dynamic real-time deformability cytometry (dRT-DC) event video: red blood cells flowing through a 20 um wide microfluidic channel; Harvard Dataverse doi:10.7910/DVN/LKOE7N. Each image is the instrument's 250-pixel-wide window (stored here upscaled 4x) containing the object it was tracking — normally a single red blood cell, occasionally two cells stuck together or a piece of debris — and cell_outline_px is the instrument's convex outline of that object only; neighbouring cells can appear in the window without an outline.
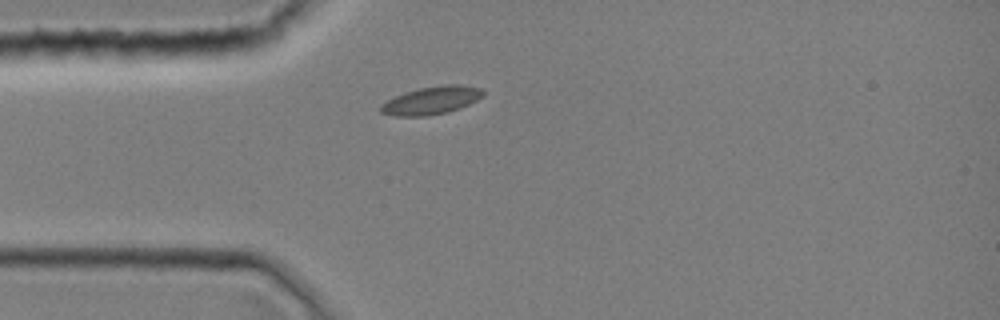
{"species": "common noctule bat (a hibernating species)", "species_latin": "Nyctalus noctula", "temperature_condition": "room temperature", "stored_images_in_passage": 1, "camera_frame_rate_fps": 3000, "um_per_image_px": 0.085, "animal": {"sex": "female", "body_mass_g": 19.0, "forearm_length_mm": 51.5}, "frame": {"image": 1, "passage_image": 1, "time_ms": 0.0, "image_size_px": [1000, 320], "cell_outline_px": [[484, 96], [460, 108], [448, 112], [424, 116], [396, 116], [380, 112], [380, 104], [404, 92], [420, 88], [444, 84], [460, 84], [480, 88], [484, 92]], "centroid_in_image_um": [36.68, 8.53], "position_along_channel_um": 48.3, "area_um2": 16.59}}